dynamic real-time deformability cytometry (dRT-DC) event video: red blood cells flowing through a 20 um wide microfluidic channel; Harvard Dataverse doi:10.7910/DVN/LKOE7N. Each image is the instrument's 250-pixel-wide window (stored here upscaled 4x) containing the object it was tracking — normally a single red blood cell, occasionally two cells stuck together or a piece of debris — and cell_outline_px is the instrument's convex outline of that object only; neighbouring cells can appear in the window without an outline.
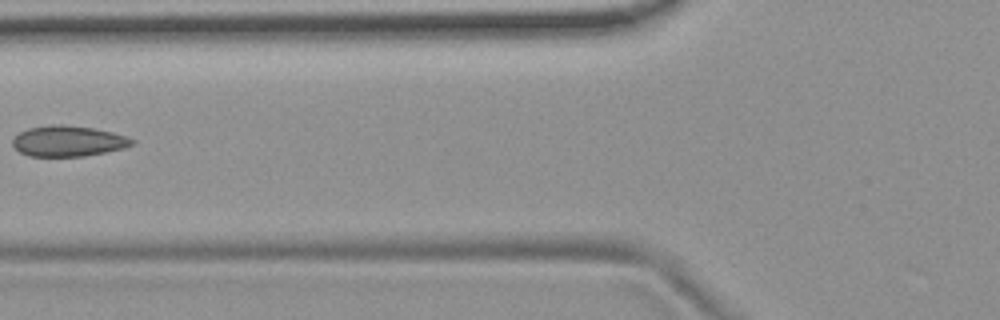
{"species": "common noctule bat (a hibernating species)", "species_latin": "Nyctalus noctula", "temperature_condition": "room temperature", "stored_images_in_passage": 7, "camera_frame_rate_fps": 3000, "um_per_image_px": 0.085, "animal": {"sex": "female", "body_mass_g": 19.9}, "frame": {"image": 1, "passage_image": 7, "time_ms": 2.0, "image_size_px": [1000, 320], "cell_outline_px": [[136, 144], [124, 148], [84, 156], [28, 156], [20, 152], [12, 144], [12, 140], [20, 132], [28, 128], [52, 124], [64, 124], [92, 128], [112, 132], [136, 140]], "centroid_in_image_um": [5.8, 11.99], "position_along_channel_um": 120.0, "area_um2": 21.33}}